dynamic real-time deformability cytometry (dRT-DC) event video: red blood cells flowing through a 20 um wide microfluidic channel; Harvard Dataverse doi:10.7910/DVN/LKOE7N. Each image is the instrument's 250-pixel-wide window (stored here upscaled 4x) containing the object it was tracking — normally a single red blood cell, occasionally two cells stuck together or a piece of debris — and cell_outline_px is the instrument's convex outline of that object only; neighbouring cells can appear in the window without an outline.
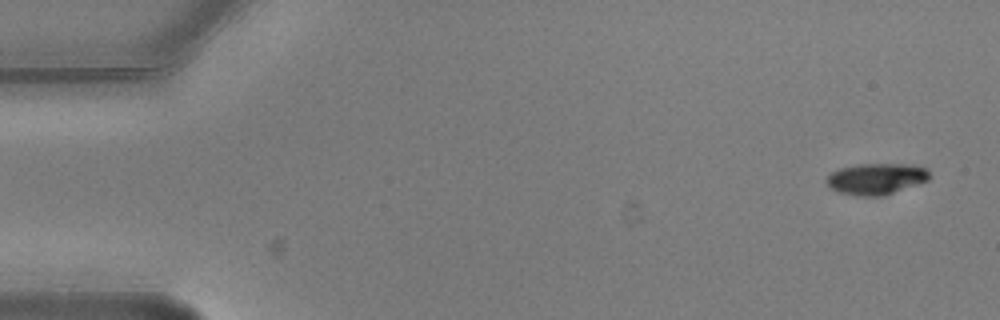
{"species": "common noctule bat (a hibernating species)", "species_latin": "Nyctalus noctula", "temperature_condition": "warm", "stored_images_in_passage": 4, "camera_frame_rate_fps": 3000, "um_per_image_px": 0.085, "animal": {"sex": "male", "body_mass_g": 20.5, "forearm_length_mm": 52.5}, "frame": {"image": 1, "passage_image": 1, "time_ms": 0.0, "image_size_px": [1000, 320], "cell_outline_px": [[932, 176], [928, 180], [884, 196], [856, 196], [840, 192], [832, 188], [824, 180], [832, 172], [840, 168], [856, 164], [912, 164], [928, 168]], "centroid_in_image_um": [74.52, 15.19], "position_along_channel_um": 10.5, "area_um2": 18.9}}
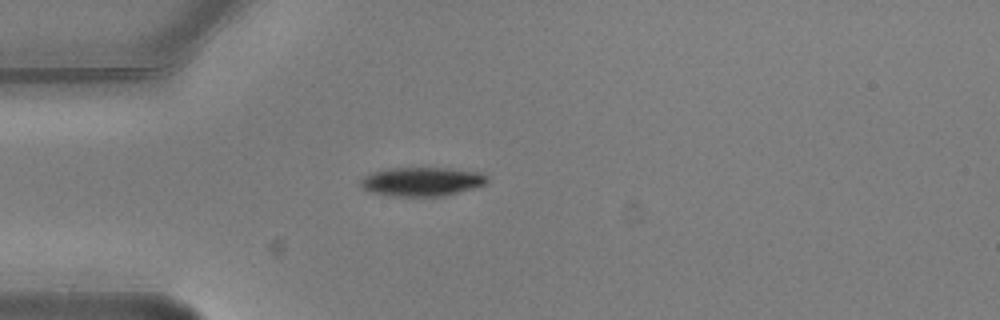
{"frame": {"image": 2, "passage_image": 4, "time_ms": 1.0, "image_size_px": [1000, 320], "cell_outline_px": [[488, 180], [484, 184], [472, 188], [444, 196], [396, 196], [372, 192], [364, 188], [360, 184], [360, 180], [368, 172], [384, 168], [448, 168], [480, 172], [488, 176]], "centroid_in_image_um": [35.83, 15.42], "position_along_channel_um": 49.2, "area_um2": 21.33}}